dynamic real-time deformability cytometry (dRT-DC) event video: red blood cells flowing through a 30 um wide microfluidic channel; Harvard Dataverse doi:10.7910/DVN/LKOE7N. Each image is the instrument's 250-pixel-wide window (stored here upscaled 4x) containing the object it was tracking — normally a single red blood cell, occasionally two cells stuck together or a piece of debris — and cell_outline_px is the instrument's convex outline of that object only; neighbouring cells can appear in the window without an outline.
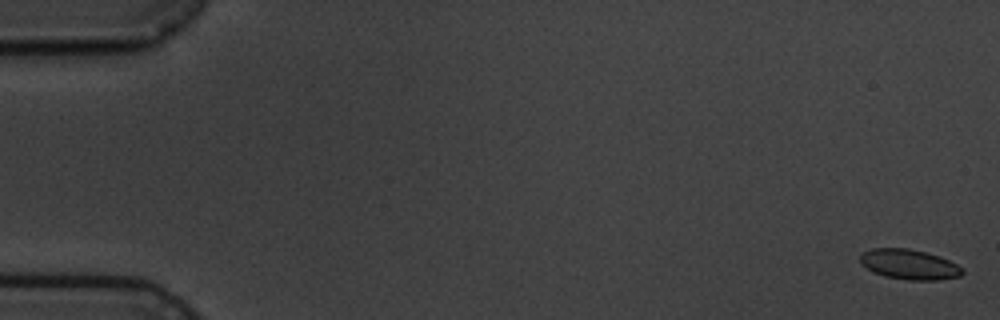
{"species": "common noctule bat (a hibernating species)", "species_latin": "Nyctalus noctula", "temperature_condition": "cold", "stored_images_in_passage": 5, "camera_frame_rate_fps": 3000, "um_per_image_px": 0.085, "animal": {"sex": "male", "body_mass_g": 19.5, "forearm_length_mm": 54.6}, "frame": {"image": 1, "passage_image": 1, "time_ms": 0.0, "image_size_px": [1000, 320], "cell_outline_px": [[964, 272], [960, 276], [940, 280], [908, 280], [884, 276], [872, 272], [860, 264], [860, 252], [872, 248], [908, 248], [924, 252], [948, 260], [964, 268]], "centroid_in_image_um": [77.24, 22.48], "position_along_channel_um": 7.8, "area_um2": 18.03}}
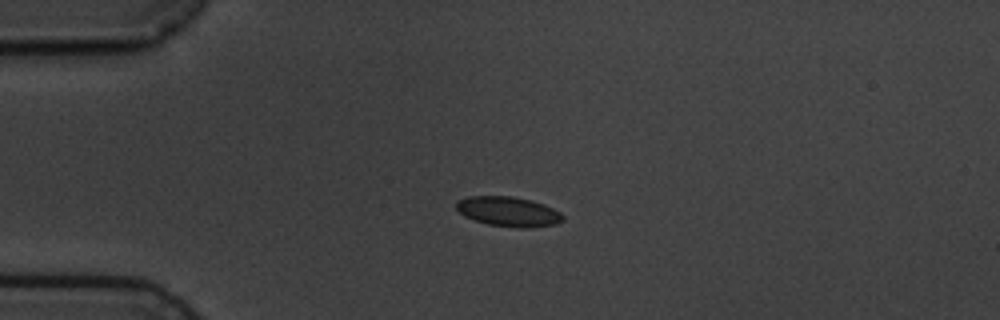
{"frame": {"image": 2, "passage_image": 4, "time_ms": 4.333, "image_size_px": [1000, 320], "cell_outline_px": [[564, 220], [556, 224], [532, 228], [516, 228], [488, 224], [472, 220], [464, 216], [456, 208], [456, 200], [468, 196], [512, 196], [532, 200], [544, 204], [560, 212], [564, 216]], "centroid_in_image_um": [43.21, 17.99], "position_along_channel_um": 41.8, "area_um2": 18.79}}